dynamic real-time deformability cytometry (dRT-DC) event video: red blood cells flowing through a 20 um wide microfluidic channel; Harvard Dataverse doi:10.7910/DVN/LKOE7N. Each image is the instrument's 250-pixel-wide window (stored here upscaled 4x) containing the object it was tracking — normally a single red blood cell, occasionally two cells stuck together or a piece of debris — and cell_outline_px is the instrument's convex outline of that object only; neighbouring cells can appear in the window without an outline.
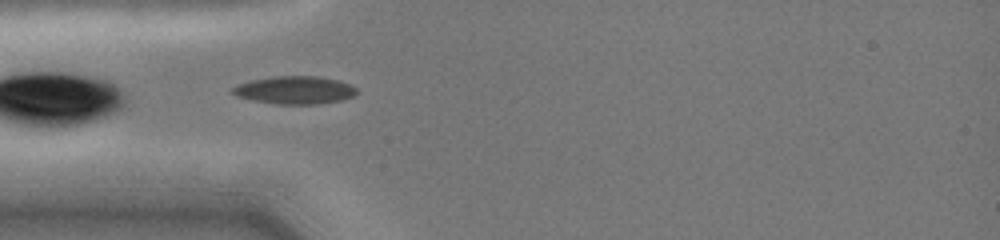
{"species": "common noctule bat (a hibernating species)", "species_latin": "Nyctalus noctula", "temperature_condition": "cold", "stored_images_in_passage": 10, "camera_frame_rate_fps": 3000, "um_per_image_px": 0.085, "animal": {"sex": "female", "body_mass_g": 19.0, "forearm_length_mm": 51.5}, "frame": {"image": 1, "passage_image": 1, "time_ms": 0.0, "image_size_px": [1000, 240], "cell_outline_px": [[356, 92], [352, 96], [340, 100], [316, 104], [276, 104], [252, 100], [236, 96], [232, 92], [232, 88], [240, 84], [252, 80], [272, 76], [316, 76], [336, 80], [352, 84], [356, 88]], "centroid_in_image_um": [25.04, 7.65], "position_along_channel_um": 60.0, "area_um2": 19.94}}
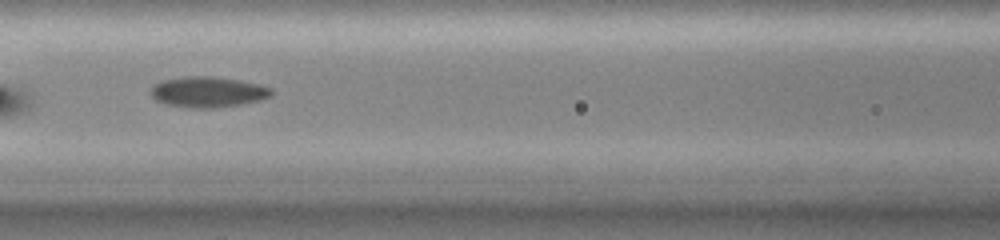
{"frame": {"image": 2, "passage_image": 4, "time_ms": 2.333, "image_size_px": [1000, 240], "cell_outline_px": [[272, 96], [260, 100], [240, 104], [212, 108], [188, 108], [168, 104], [156, 100], [152, 96], [152, 84], [164, 80], [188, 76], [208, 76], [240, 80], [272, 88]], "centroid_in_image_um": [17.67, 7.82], "position_along_channel_um": 148.9, "area_um2": 21.33}}
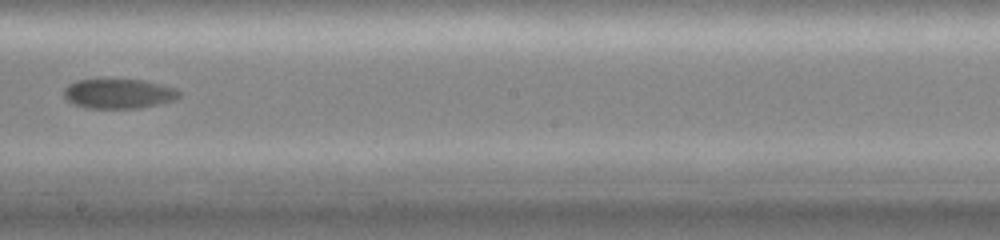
{"frame": {"image": 3, "passage_image": 7, "time_ms": 4.667, "image_size_px": [1000, 240], "cell_outline_px": [[180, 96], [176, 100], [136, 108], [88, 108], [72, 104], [64, 96], [64, 88], [68, 84], [76, 80], [144, 80], [176, 88], [180, 92]], "centroid_in_image_um": [10.08, 7.96], "position_along_channel_um": 238.1, "area_um2": 19.83}}